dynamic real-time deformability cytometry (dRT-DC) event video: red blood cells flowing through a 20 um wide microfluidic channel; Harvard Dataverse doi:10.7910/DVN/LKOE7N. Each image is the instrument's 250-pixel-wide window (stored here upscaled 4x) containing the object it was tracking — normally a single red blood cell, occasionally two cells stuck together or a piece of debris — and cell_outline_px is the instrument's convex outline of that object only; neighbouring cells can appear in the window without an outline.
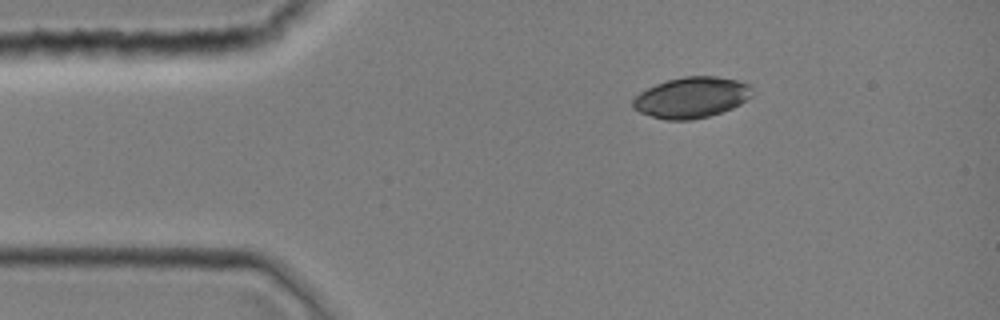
{"species": "common noctule bat (a hibernating species)", "species_latin": "Nyctalus noctula", "temperature_condition": "room temperature", "stored_images_in_passage": 38, "camera_frame_rate_fps": 3000, "um_per_image_px": 0.085, "animal": {"sex": "female", "body_mass_g": 19.0, "forearm_length_mm": 51.5}, "frame": {"image": 1, "passage_image": 1, "time_ms": 0.0, "image_size_px": [1000, 320], "cell_outline_px": [[752, 96], [740, 104], [732, 108], [708, 116], [692, 120], [664, 120], [640, 112], [632, 108], [632, 100], [640, 92], [656, 84], [668, 80], [684, 76], [716, 76], [736, 80], [752, 84]], "centroid_in_image_um": [58.79, 8.28], "position_along_channel_um": 26.2, "area_um2": 28.44}}
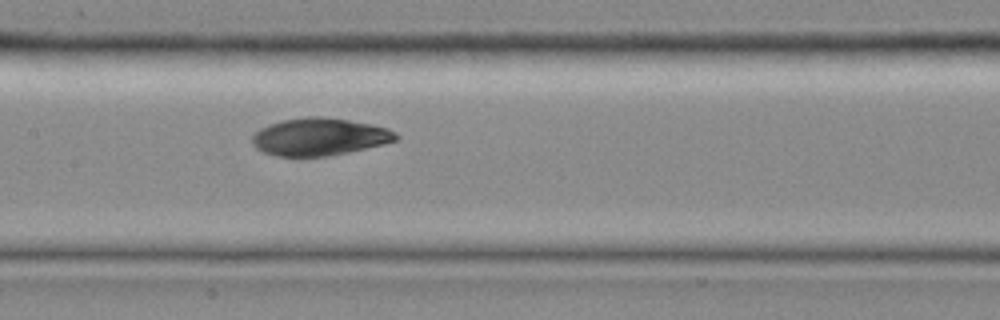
{"frame": {"image": 2, "passage_image": 15, "time_ms": 4.667, "image_size_px": [1000, 320], "cell_outline_px": [[400, 140], [384, 144], [348, 152], [328, 156], [276, 156], [264, 152], [256, 148], [252, 144], [252, 136], [260, 128], [268, 124], [280, 120], [308, 116], [324, 116], [372, 124], [388, 128], [396, 132], [400, 136]], "centroid_in_image_um": [27.17, 11.62], "position_along_channel_um": 180.2, "area_um2": 31.67}}
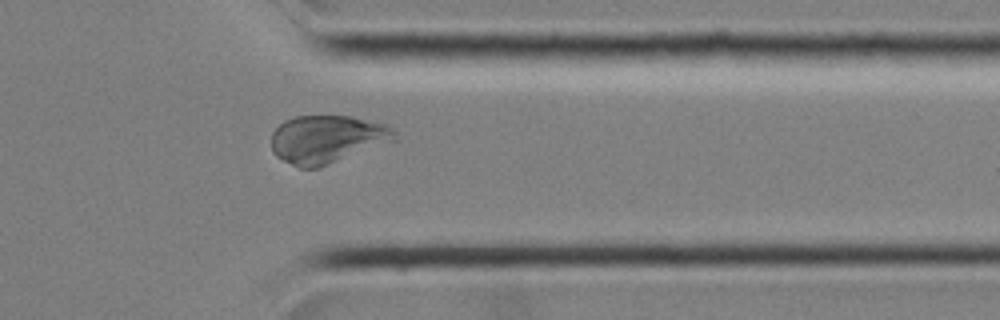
{"frame": {"image": 3, "passage_image": 29, "time_ms": 9.333, "image_size_px": [1000, 320], "cell_outline_px": [[396, 140], [320, 168], [300, 168], [276, 156], [272, 152], [272, 132], [284, 120], [296, 116], [352, 116], [388, 124], [396, 132]], "centroid_in_image_um": [27.82, 11.83], "position_along_channel_um": 383.6, "area_um2": 34.68}}